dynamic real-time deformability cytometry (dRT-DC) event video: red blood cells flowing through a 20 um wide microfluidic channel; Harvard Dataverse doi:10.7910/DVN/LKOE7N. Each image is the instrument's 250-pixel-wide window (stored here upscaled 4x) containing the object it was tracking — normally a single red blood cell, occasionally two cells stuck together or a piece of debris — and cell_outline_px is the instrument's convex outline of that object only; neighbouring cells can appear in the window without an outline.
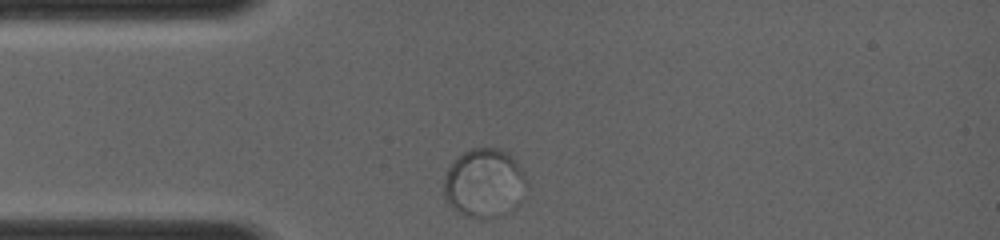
{"species": "common noctule bat (a hibernating species)", "species_latin": "Nyctalus noctula", "temperature_condition": "room temperature", "stored_images_in_passage": 22, "camera_frame_rate_fps": 4000, "um_per_image_px": 0.085, "animal": {"sex": "female", "body_mass_g": 19.0, "forearm_length_mm": 56.7}, "frame": {"image": 1, "passage_image": 1, "time_ms": 0.0, "image_size_px": [1000, 240], "cell_outline_px": [[528, 188], [488, 220], [472, 216], [460, 212], [448, 204], [444, 196], [444, 176], [448, 168], [464, 152], [472, 148], [500, 148], [508, 152], [516, 160], [524, 172], [528, 180]], "centroid_in_image_um": [41.12, 15.47], "position_along_channel_um": 43.9, "area_um2": 32.08}}
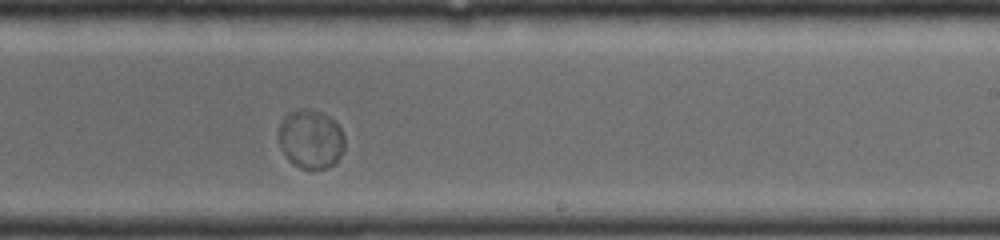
{"frame": {"image": 2, "passage_image": 13, "time_ms": 5.25, "image_size_px": [1000, 240], "cell_outline_px": [[344, 148], [336, 164], [312, 172], [300, 168], [292, 164], [288, 160], [280, 148], [276, 132], [284, 116], [288, 112], [300, 108], [312, 108], [328, 116], [340, 128], [344, 136]], "centroid_in_image_um": [26.37, 11.85], "position_along_channel_um": 262.6, "area_um2": 23.41}}
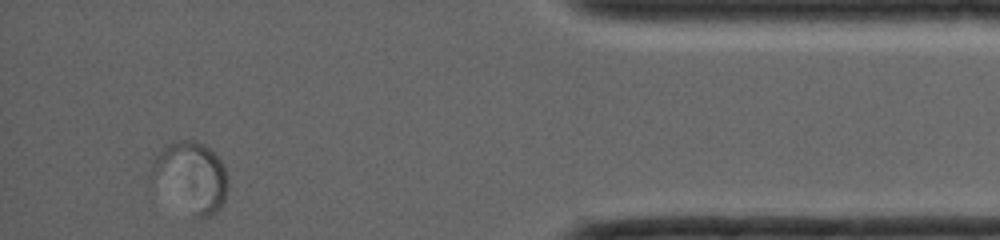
{"frame": {"image": 3, "passage_image": 22, "time_ms": 9.5, "image_size_px": [1000, 240], "cell_outline_px": [[228, 188], [224, 200], [220, 208], [212, 216], [200, 220], [196, 220], [148, 180], [152, 160], [160, 148], [176, 140], [196, 140], [204, 144], [220, 160], [228, 176]], "centroid_in_image_um": [16.19, 15.07], "position_along_channel_um": 419.0, "area_um2": 32.19}}